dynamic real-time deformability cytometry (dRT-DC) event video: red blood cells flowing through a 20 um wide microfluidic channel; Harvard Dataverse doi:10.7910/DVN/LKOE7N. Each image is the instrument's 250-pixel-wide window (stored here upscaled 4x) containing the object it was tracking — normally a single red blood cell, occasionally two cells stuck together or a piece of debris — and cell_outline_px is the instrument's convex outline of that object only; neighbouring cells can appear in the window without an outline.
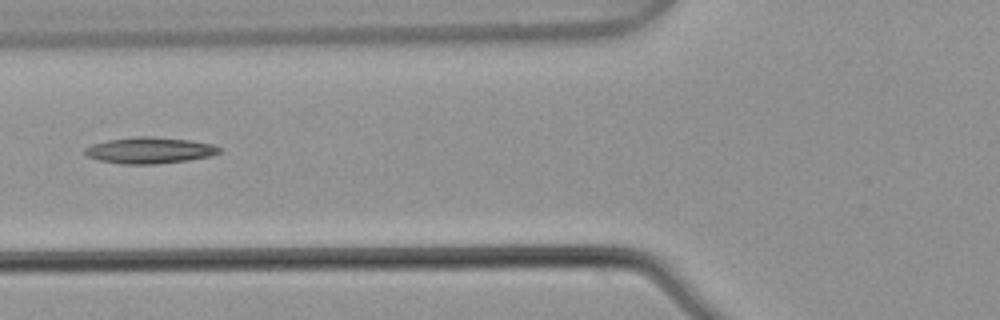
{"species": "common noctule bat (a hibernating species)", "species_latin": "Nyctalus noctula", "temperature_condition": "warm", "stored_images_in_passage": 2, "camera_frame_rate_fps": 3000, "um_per_image_px": 0.085, "animal": {"sex": "male", "body_mass_g": 21.5, "forearm_length_mm": 52.0}, "frame": {"image": 1, "passage_image": 2, "time_ms": 0.333, "image_size_px": [1000, 320], "cell_outline_px": [[220, 152], [208, 156], [188, 160], [156, 164], [124, 164], [100, 160], [88, 156], [84, 152], [84, 148], [92, 144], [108, 140], [136, 136], [152, 136], [188, 140], [212, 144], [220, 148]], "centroid_in_image_um": [12.69, 12.77], "position_along_channel_um": 113.1, "area_um2": 20.35}}